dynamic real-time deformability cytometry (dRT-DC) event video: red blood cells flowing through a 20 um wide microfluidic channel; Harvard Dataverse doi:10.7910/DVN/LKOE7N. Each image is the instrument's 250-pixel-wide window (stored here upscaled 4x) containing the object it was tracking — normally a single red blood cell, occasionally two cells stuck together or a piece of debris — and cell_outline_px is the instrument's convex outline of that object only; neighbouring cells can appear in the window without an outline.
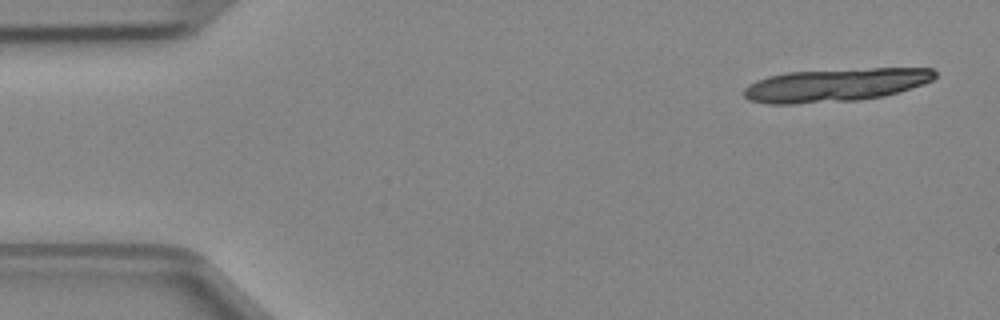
{"species": "Egyptian fruit bat (a non-hibernating species)", "species_latin": "Rousettus aegyptiacus", "temperature_condition": "cold", "stored_images_in_passage": 4, "camera_frame_rate_fps": 3000, "um_per_image_px": 0.085, "animal": {"sex": "female"}, "frame": {"image": 1, "passage_image": 1, "time_ms": 0.0, "image_size_px": [1000, 320], "cell_outline_px": [[936, 76], [932, 80], [924, 84], [884, 96], [860, 100], [792, 104], [768, 104], [748, 100], [744, 96], [744, 88], [748, 84], [756, 80], [768, 76], [788, 72], [872, 68], [932, 68], [936, 72]], "centroid_in_image_um": [70.99, 7.23], "position_along_channel_um": 14.0, "area_um2": 37.05}}